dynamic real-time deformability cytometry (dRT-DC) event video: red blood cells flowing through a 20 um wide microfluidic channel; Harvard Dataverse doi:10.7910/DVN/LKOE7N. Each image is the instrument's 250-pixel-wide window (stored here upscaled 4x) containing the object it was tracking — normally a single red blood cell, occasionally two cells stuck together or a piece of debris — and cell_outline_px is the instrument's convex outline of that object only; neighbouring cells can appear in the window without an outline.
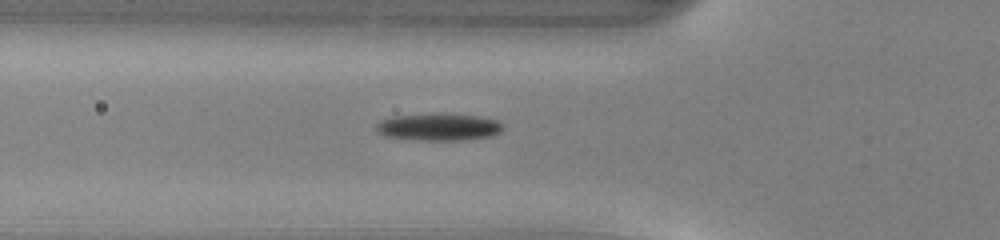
{"species": "common noctule bat (a hibernating species)", "species_latin": "Nyctalus noctula", "temperature_condition": "warm", "stored_images_in_passage": 34, "camera_frame_rate_fps": 3000, "um_per_image_px": 0.085, "animal": {"sex": "male", "body_mass_g": 13.0, "forearm_length_mm": 53.1}, "frame": {"image": 1, "passage_image": 2, "time_ms": 0.333, "image_size_px": [1000, 240], "cell_outline_px": [[504, 128], [500, 132], [492, 136], [464, 140], [420, 140], [384, 136], [376, 128], [376, 124], [380, 120], [396, 116], [476, 116], [496, 120]], "centroid_in_image_um": [37.3, 10.84], "position_along_channel_um": 88.5, "area_um2": 19.02}}
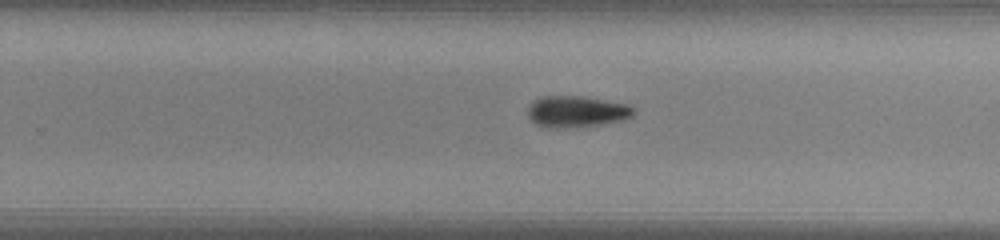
{"frame": {"image": 2, "passage_image": 16, "time_ms": 5.0, "image_size_px": [1000, 240], "cell_outline_px": [[636, 112], [632, 116], [624, 120], [600, 124], [552, 128], [548, 128], [536, 124], [528, 116], [528, 104], [532, 100], [540, 96], [584, 96], [628, 104]], "centroid_in_image_um": [48.98, 9.46], "position_along_channel_um": 280.8, "area_um2": 19.36}}
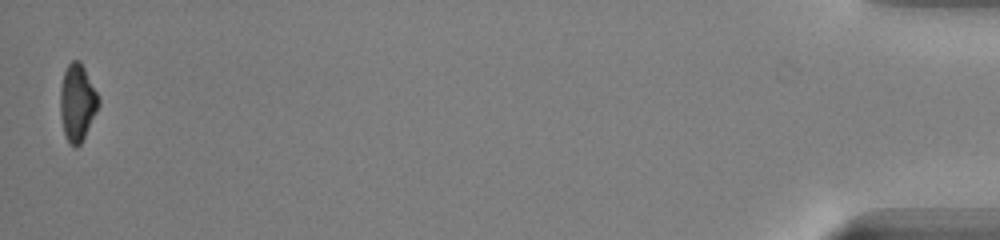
{"frame": {"image": 3, "passage_image": 34, "time_ms": 11.0, "image_size_px": [1000, 240], "cell_outline_px": [[100, 104], [80, 144], [76, 148], [68, 144], [64, 136], [60, 116], [60, 88], [64, 72], [68, 64], [72, 60], [80, 60], [100, 96]], "centroid_in_image_um": [6.56, 8.72], "position_along_channel_um": 428.6, "area_um2": 17.46}}